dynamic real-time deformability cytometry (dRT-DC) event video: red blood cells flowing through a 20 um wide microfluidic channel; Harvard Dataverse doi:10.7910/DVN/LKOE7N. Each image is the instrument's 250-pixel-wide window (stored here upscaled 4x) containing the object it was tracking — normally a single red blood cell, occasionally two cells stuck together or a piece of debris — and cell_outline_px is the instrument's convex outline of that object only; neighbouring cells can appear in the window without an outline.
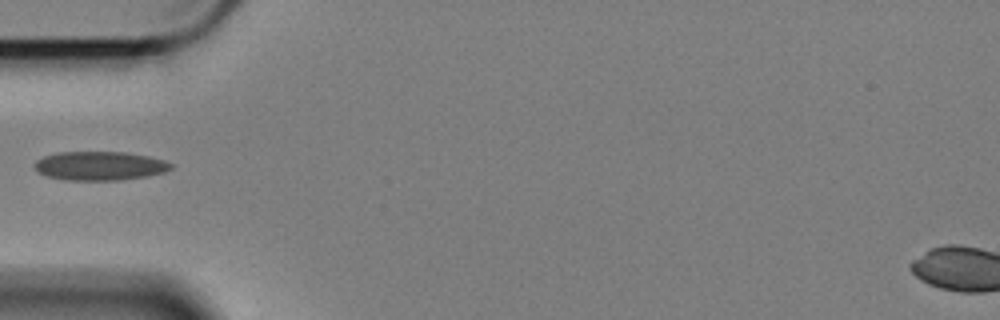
{"species": "Egyptian fruit bat (a non-hibernating species)", "species_latin": "Rousettus aegyptiacus", "temperature_condition": "cold", "stored_images_in_passage": 41, "camera_frame_rate_fps": 3000, "um_per_image_px": 0.085, "animal": {"sex": "female"}, "frame": {"image": 1, "passage_image": 1, "time_ms": 0.0, "image_size_px": [1000, 320], "cell_outline_px": [[172, 168], [164, 172], [148, 176], [120, 180], [68, 180], [48, 176], [40, 172], [32, 164], [36, 160], [44, 156], [56, 152], [128, 152], [148, 156], [164, 160], [172, 164]], "centroid_in_image_um": [8.49, 14.09], "position_along_channel_um": 76.5, "area_um2": 22.95}}
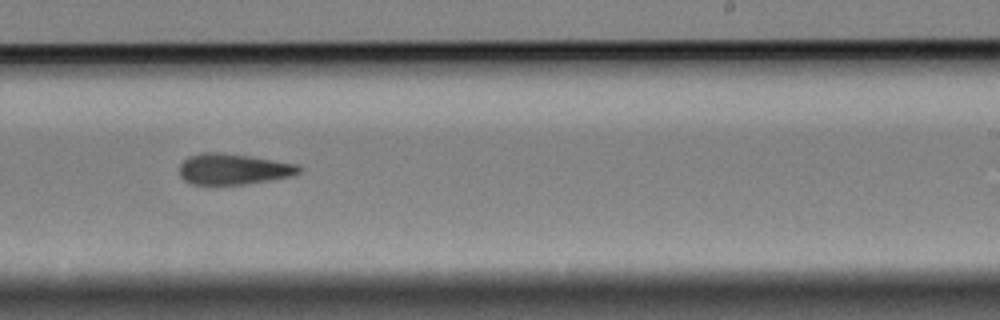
{"frame": {"image": 2, "passage_image": 18, "time_ms": 5.667, "image_size_px": [1000, 320], "cell_outline_px": [[304, 168], [300, 172], [292, 176], [244, 184], [216, 188], [192, 184], [184, 180], [180, 176], [180, 164], [188, 156], [204, 152], [220, 152], [252, 156], [296, 164]], "centroid_in_image_um": [19.79, 14.41], "position_along_channel_um": 269.2, "area_um2": 22.25}}
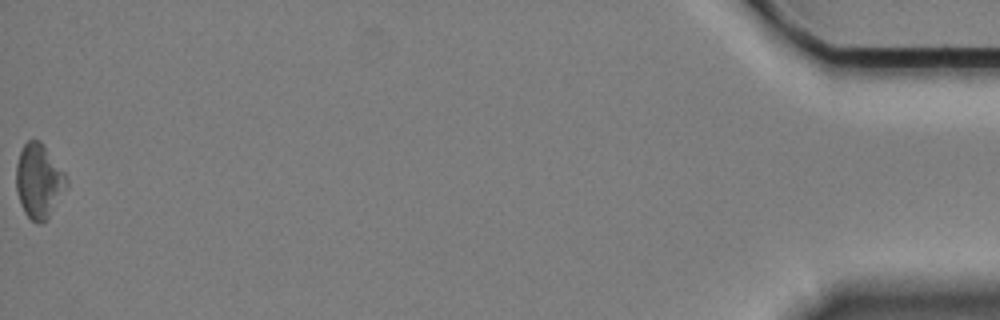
{"frame": {"image": 3, "passage_image": 41, "time_ms": 13.333, "image_size_px": [1000, 320], "cell_outline_px": [[68, 188], [48, 216], [40, 224], [36, 224], [24, 212], [20, 204], [16, 192], [16, 164], [20, 152], [24, 144], [28, 140], [40, 140], [44, 144], [64, 172], [68, 180]], "centroid_in_image_um": [3.3, 15.38], "position_along_channel_um": 431.9, "area_um2": 21.91}}